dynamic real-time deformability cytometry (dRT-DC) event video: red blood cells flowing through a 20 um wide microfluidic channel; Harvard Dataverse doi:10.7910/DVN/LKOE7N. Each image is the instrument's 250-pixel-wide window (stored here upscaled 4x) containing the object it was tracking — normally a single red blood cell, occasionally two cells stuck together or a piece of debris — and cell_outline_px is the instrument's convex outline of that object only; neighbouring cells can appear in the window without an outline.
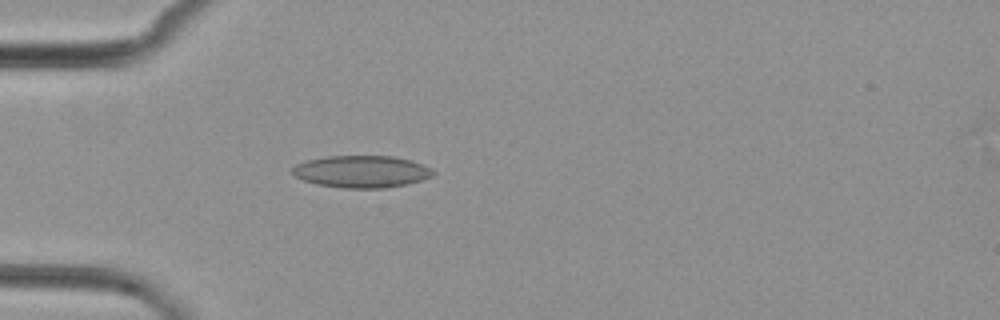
{"species": "common noctule bat (a hibernating species)", "species_latin": "Nyctalus noctula", "temperature_condition": "cold", "stored_images_in_passage": 5, "camera_frame_rate_fps": 3000, "um_per_image_px": 0.085, "animal": {"sex": "female", "body_mass_g": 29.2, "forearm_length_mm": 56.3}, "frame": {"image": 1, "passage_image": 4, "time_ms": 3.667, "image_size_px": [1000, 320], "cell_outline_px": [[436, 172], [432, 176], [408, 184], [384, 188], [344, 188], [316, 184], [304, 180], [288, 172], [296, 164], [308, 160], [328, 156], [392, 156], [412, 160], [432, 168]], "centroid_in_image_um": [30.74, 14.58], "position_along_channel_um": 54.3, "area_um2": 26.41}}